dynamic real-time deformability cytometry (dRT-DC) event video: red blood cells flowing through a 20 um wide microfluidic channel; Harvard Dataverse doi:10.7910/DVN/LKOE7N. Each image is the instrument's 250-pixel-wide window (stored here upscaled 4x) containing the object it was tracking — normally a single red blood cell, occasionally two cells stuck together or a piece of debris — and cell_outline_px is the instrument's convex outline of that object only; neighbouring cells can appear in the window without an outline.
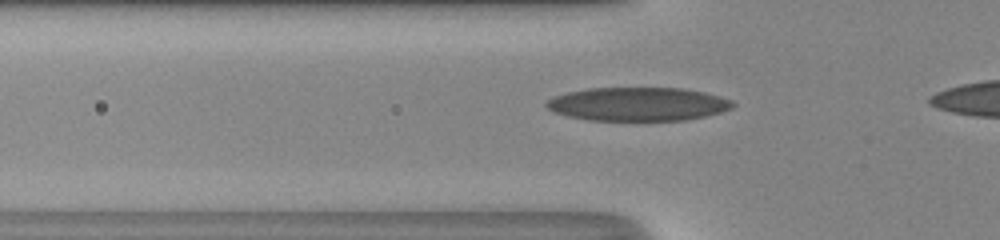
{"species": "human", "species_latin": "Homo sapiens", "temperature_condition": "room temperature", "stored_images_in_passage": 31, "camera_frame_rate_fps": 3000, "um_per_image_px": 0.085, "donor": {"sex": "male"}, "frame": {"image": 1, "passage_image": 7, "time_ms": 2.0, "image_size_px": [1000, 240], "cell_outline_px": [[736, 104], [732, 108], [720, 112], [704, 116], [684, 120], [588, 120], [568, 116], [556, 112], [548, 108], [544, 104], [552, 96], [568, 92], [588, 88], [684, 88], [704, 92], [720, 96], [732, 100]], "centroid_in_image_um": [54.23, 8.84], "position_along_channel_um": 71.6, "area_um2": 36.41}}
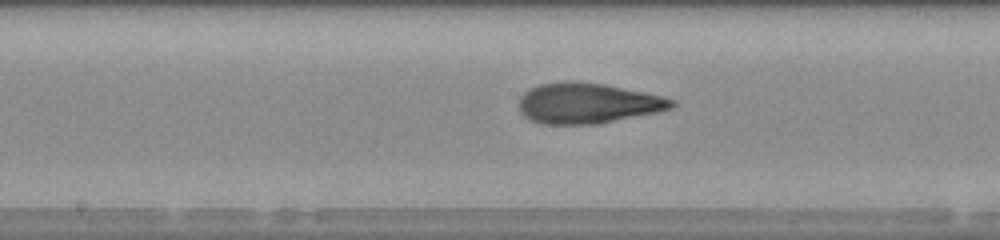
{"frame": {"image": 2, "passage_image": 16, "time_ms": 5.0, "image_size_px": [1000, 240], "cell_outline_px": [[676, 104], [672, 108], [656, 112], [596, 124], [540, 124], [524, 116], [520, 112], [520, 96], [524, 92], [540, 84], [564, 80], [572, 80], [604, 84], [664, 96], [676, 100]], "centroid_in_image_um": [49.95, 8.76], "position_along_channel_um": 198.3, "area_um2": 36.07}}
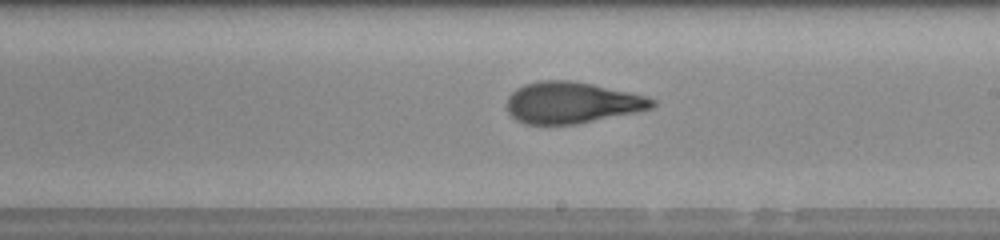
{"frame": {"image": 3, "passage_image": 19, "time_ms": 6.0, "image_size_px": [1000, 240], "cell_outline_px": [[656, 104], [652, 108], [636, 112], [576, 124], [524, 124], [516, 120], [508, 112], [508, 96], [516, 88], [524, 84], [540, 80], [568, 80], [592, 84], [648, 96], [656, 100]], "centroid_in_image_um": [48.61, 8.72], "position_along_channel_um": 240.4, "area_um2": 35.03}}